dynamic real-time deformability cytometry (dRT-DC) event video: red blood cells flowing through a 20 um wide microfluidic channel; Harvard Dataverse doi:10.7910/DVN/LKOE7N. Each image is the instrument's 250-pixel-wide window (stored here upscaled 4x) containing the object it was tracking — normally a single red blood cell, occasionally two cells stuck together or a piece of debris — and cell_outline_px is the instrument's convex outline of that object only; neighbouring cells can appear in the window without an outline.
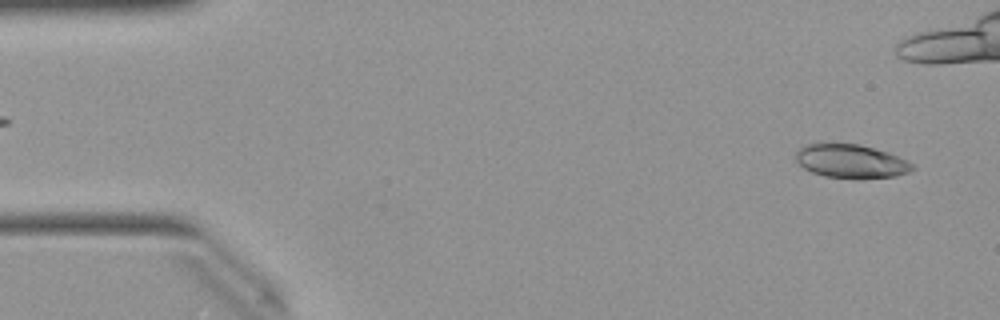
{"species": "Egyptian fruit bat (a non-hibernating species)", "species_latin": "Rousettus aegyptiacus", "temperature_condition": "warm", "stored_images_in_passage": 46, "camera_frame_rate_fps": 3000, "um_per_image_px": 0.085, "animal": {"sex": "female"}, "frame": {"image": 1, "passage_image": 2, "time_ms": 0.333, "image_size_px": [1000, 320], "cell_outline_px": [[916, 168], [908, 172], [896, 176], [860, 180], [856, 180], [824, 176], [812, 172], [804, 168], [796, 160], [796, 152], [800, 148], [808, 144], [860, 144], [888, 152], [916, 164]], "centroid_in_image_um": [72.4, 13.74], "position_along_channel_um": 12.6, "area_um2": 23.18}}
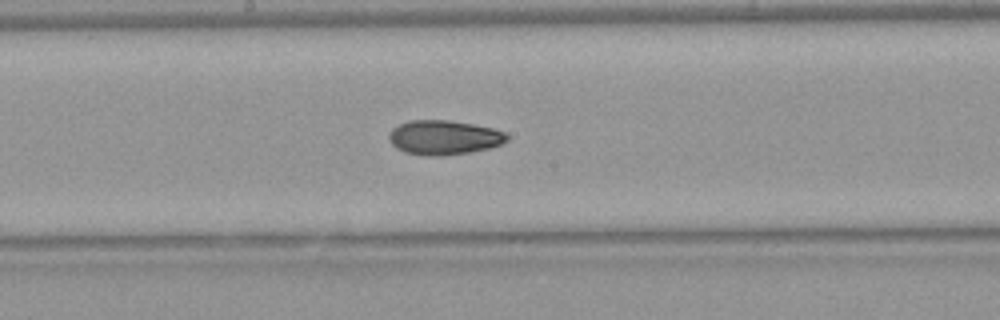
{"frame": {"image": 2, "passage_image": 25, "time_ms": 8.0, "image_size_px": [1000, 320], "cell_outline_px": [[508, 140], [500, 144], [488, 148], [468, 152], [440, 156], [436, 156], [404, 152], [396, 148], [392, 144], [388, 136], [392, 128], [408, 120], [448, 120], [472, 124], [492, 128], [504, 132], [508, 136]], "centroid_in_image_um": [37.71, 11.67], "position_along_channel_um": 210.5, "area_um2": 23.41}}
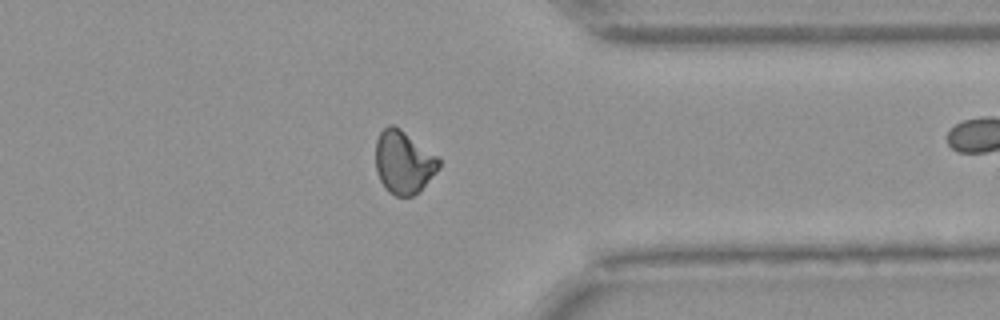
{"frame": {"image": 3, "passage_image": 38, "time_ms": 12.333, "image_size_px": [1000, 320], "cell_outline_px": [[440, 168], [420, 192], [412, 196], [396, 196], [388, 192], [384, 188], [376, 172], [376, 140], [380, 132], [388, 124], [392, 124], [400, 128], [440, 156]], "centroid_in_image_um": [34.33, 13.79], "position_along_channel_um": 377.1, "area_um2": 23.76}}